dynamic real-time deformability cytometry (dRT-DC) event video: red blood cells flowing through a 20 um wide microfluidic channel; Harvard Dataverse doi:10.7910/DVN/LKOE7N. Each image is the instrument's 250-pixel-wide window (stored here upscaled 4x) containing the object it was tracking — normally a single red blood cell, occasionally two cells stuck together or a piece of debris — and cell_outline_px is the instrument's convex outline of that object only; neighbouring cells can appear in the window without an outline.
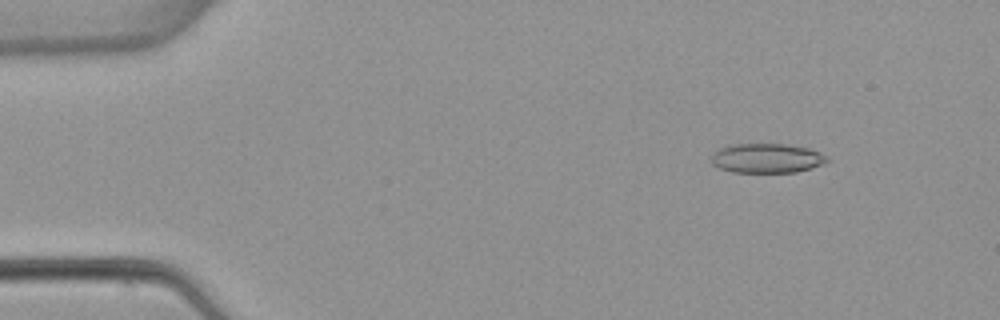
{"species": "common noctule bat (a hibernating species)", "species_latin": "Nyctalus noctula", "temperature_condition": "warm", "stored_images_in_passage": 4, "camera_frame_rate_fps": 3000, "um_per_image_px": 0.085, "animal": {"sex": "female", "body_mass_g": 22.7, "forearm_length_mm": 54.2}, "frame": {"image": 1, "passage_image": 2, "time_ms": 1.333, "image_size_px": [1000, 320], "cell_outline_px": [[828, 160], [824, 164], [812, 168], [796, 172], [732, 172], [720, 168], [712, 164], [712, 156], [720, 148], [736, 144], [788, 144], [808, 148], [820, 152], [828, 156]], "centroid_in_image_um": [65.23, 13.45], "position_along_channel_um": 19.8, "area_um2": 19.83}}